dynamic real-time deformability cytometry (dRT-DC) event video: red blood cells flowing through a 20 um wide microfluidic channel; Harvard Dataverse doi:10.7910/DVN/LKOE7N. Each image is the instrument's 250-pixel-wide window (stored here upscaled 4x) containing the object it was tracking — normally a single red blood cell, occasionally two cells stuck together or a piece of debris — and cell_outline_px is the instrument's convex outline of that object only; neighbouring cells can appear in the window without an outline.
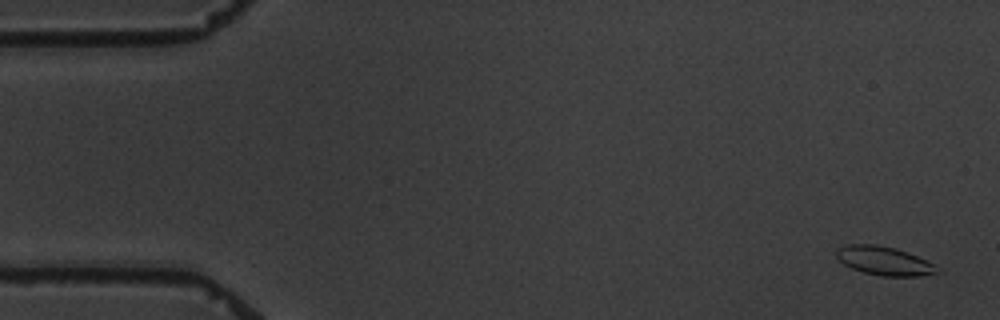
{"species": "common noctule bat (a hibernating species)", "species_latin": "Nyctalus noctula", "temperature_condition": "warm", "stored_images_in_passage": 6, "camera_frame_rate_fps": 3000, "um_per_image_px": 0.085, "animal": {"sex": "male", "body_mass_g": 19.5, "forearm_length_mm": 54.6}, "frame": {"image": 1, "passage_image": 1, "time_ms": 0.0, "image_size_px": [1000, 320], "cell_outline_px": [[940, 272], [920, 276], [880, 276], [864, 272], [852, 268], [844, 264], [836, 256], [836, 248], [848, 244], [876, 244], [896, 248], [908, 252], [936, 264]], "centroid_in_image_um": [75.17, 22.16], "position_along_channel_um": 9.8, "area_um2": 16.99}}